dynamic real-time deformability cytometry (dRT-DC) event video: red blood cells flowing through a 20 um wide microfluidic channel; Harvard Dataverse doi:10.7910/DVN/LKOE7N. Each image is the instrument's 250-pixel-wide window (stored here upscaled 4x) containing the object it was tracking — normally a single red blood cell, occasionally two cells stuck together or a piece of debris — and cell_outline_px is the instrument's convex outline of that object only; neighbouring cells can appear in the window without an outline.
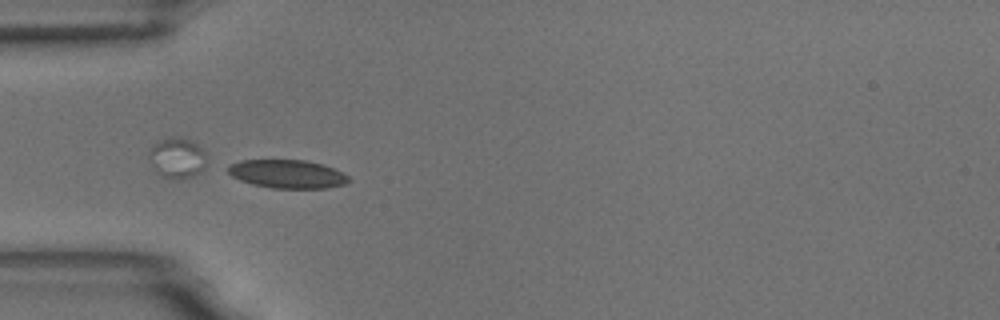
{"species": "common noctule bat (a hibernating species)", "species_latin": "Nyctalus noctula", "temperature_condition": "room temperature", "stored_images_in_passage": 49, "camera_frame_rate_fps": 3000, "um_per_image_px": 0.085, "animal": {"sex": "male", "body_mass_g": 18.8}, "frame": {"image": 1, "passage_image": 12, "time_ms": 3.667, "image_size_px": [1000, 320], "cell_outline_px": [[352, 180], [344, 184], [328, 188], [272, 188], [252, 184], [240, 180], [232, 176], [228, 172], [228, 164], [240, 160], [304, 160], [324, 164], [344, 172]], "centroid_in_image_um": [24.45, 14.78], "position_along_channel_um": 60.6, "area_um2": 20.17}}
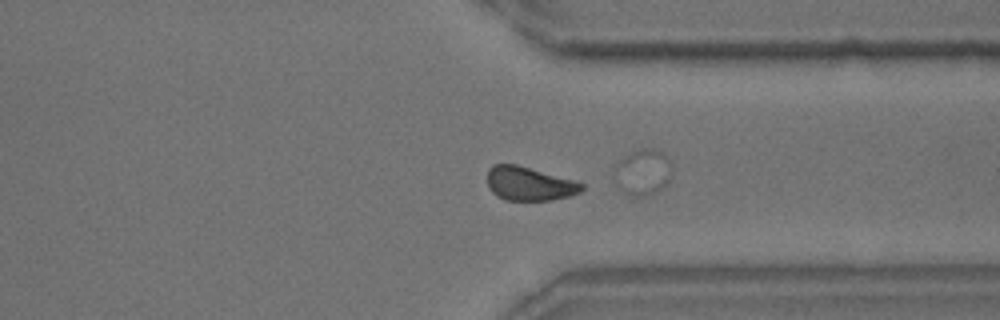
{"frame": {"image": 2, "passage_image": 39, "time_ms": 12.667, "image_size_px": [1000, 320], "cell_outline_px": [[584, 188], [580, 192], [572, 196], [552, 200], [504, 200], [496, 196], [488, 188], [488, 168], [492, 164], [516, 164], [572, 180], [584, 184]], "centroid_in_image_um": [44.97, 15.63], "position_along_channel_um": 366.4, "area_um2": 18.61}}
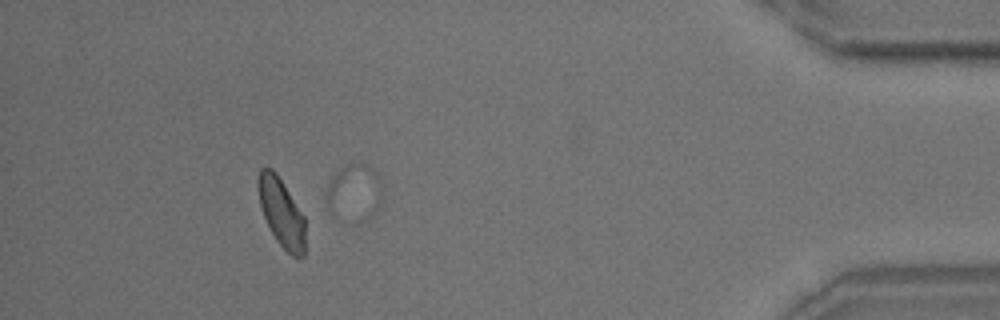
{"frame": {"image": 3, "passage_image": 48, "time_ms": 15.667, "image_size_px": [1000, 320], "cell_outline_px": [[304, 256], [296, 260], [276, 240], [264, 216], [260, 204], [256, 184], [256, 180], [260, 168], [272, 168], [276, 172], [304, 216]], "centroid_in_image_um": [23.9, 18.05], "position_along_channel_um": 411.3, "area_um2": 18.73}}